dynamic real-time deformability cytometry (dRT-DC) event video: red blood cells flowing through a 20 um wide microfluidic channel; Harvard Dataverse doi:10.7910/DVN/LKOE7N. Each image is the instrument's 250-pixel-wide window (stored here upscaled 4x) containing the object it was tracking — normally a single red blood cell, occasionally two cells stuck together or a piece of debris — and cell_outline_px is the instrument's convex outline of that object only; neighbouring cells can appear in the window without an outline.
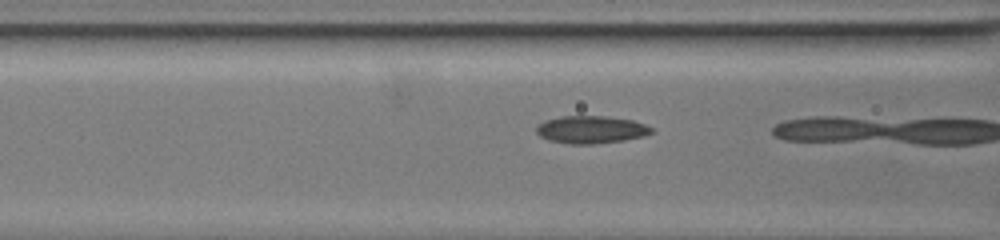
{"species": "common noctule bat (a hibernating species)", "species_latin": "Nyctalus noctula", "temperature_condition": "warm", "stored_images_in_passage": 34, "camera_frame_rate_fps": 3000, "um_per_image_px": 0.085, "animal": {"sex": "female", "body_mass_g": 19.5, "forearm_length_mm": 54.1}, "frame": {"image": 1, "passage_image": 33, "time_ms": 10.667, "image_size_px": [1000, 240], "cell_outline_px": [[652, 132], [644, 136], [624, 140], [596, 144], [568, 144], [548, 140], [540, 136], [536, 132], [536, 128], [544, 120], [560, 116], [608, 116], [632, 120], [644, 124], [652, 128]], "centroid_in_image_um": [50.22, 11.02], "position_along_channel_um": 116.4, "area_um2": 18.55}}